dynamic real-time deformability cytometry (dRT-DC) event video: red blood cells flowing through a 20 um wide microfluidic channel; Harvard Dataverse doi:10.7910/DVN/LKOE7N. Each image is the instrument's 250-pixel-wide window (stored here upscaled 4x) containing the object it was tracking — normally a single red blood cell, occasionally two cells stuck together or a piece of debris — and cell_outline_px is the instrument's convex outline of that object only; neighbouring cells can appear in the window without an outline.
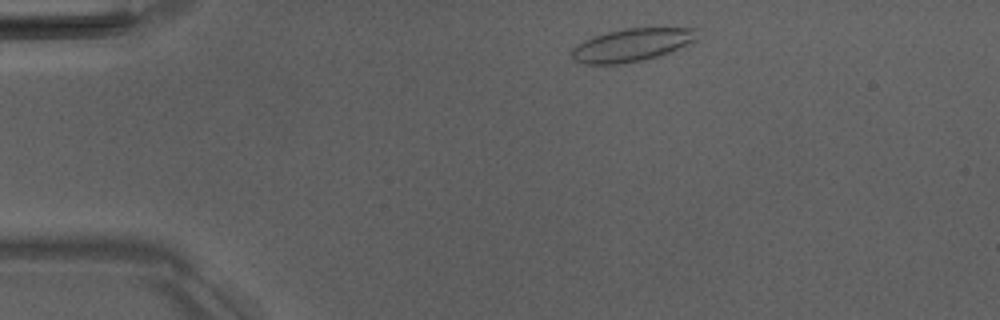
{"species": "Egyptian fruit bat (a non-hibernating species)", "species_latin": "Rousettus aegyptiacus", "temperature_condition": "room temperature", "stored_images_in_passage": 45, "camera_frame_rate_fps": 3000, "um_per_image_px": 0.085, "animal": {"sex": "male"}, "frame": {"image": 1, "passage_image": 3, "time_ms": 0.667, "image_size_px": [1000, 320], "cell_outline_px": [[696, 40], [692, 44], [656, 56], [640, 60], [616, 64], [584, 64], [572, 60], [572, 48], [576, 44], [584, 40], [608, 32], [624, 28], [696, 28]], "centroid_in_image_um": [53.69, 3.82], "position_along_channel_um": 31.3, "area_um2": 23.81}}
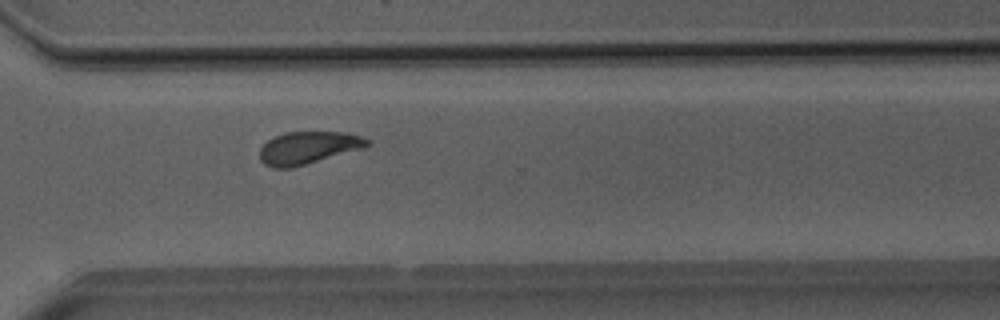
{"frame": {"image": 2, "passage_image": 31, "time_ms": 10.0, "image_size_px": [1000, 320], "cell_outline_px": [[372, 144], [364, 148], [292, 168], [272, 168], [264, 164], [260, 160], [260, 148], [268, 140], [284, 132], [348, 132], [360, 136], [368, 140]], "centroid_in_image_um": [26.2, 12.56], "position_along_channel_um": 344.4, "area_um2": 20.4}}
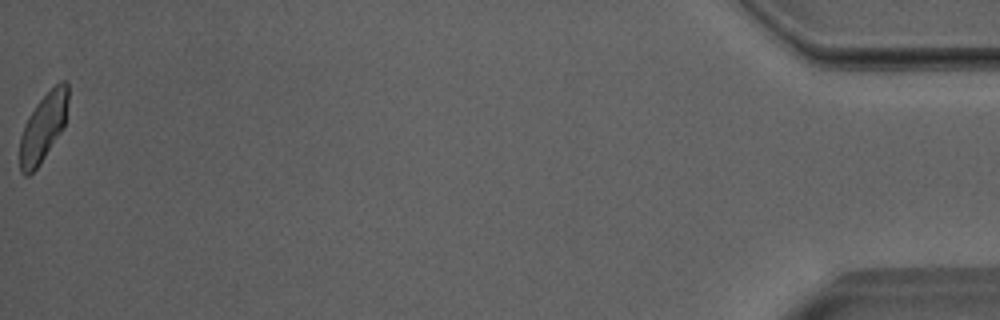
{"frame": {"image": 3, "passage_image": 45, "time_ms": 14.667, "image_size_px": [1000, 320], "cell_outline_px": [[68, 100], [64, 128], [40, 164], [28, 176], [24, 176], [20, 172], [20, 136], [24, 124], [28, 116], [36, 104], [60, 80], [64, 80], [68, 84]], "centroid_in_image_um": [3.67, 10.84], "position_along_channel_um": 431.5, "area_um2": 19.25}, "authors_computed_cell_mechanics": {"area_um2": 20.6346, "velocity_mm_per_s": 3.9849, "shape_relaxation_time_tau1_ms": 6.224, "shape_relaxation_time_tau2_ms": 1.5772, "deformation_change_tau1": 0.1452, "deformation_change_tau2": 0.0722}}